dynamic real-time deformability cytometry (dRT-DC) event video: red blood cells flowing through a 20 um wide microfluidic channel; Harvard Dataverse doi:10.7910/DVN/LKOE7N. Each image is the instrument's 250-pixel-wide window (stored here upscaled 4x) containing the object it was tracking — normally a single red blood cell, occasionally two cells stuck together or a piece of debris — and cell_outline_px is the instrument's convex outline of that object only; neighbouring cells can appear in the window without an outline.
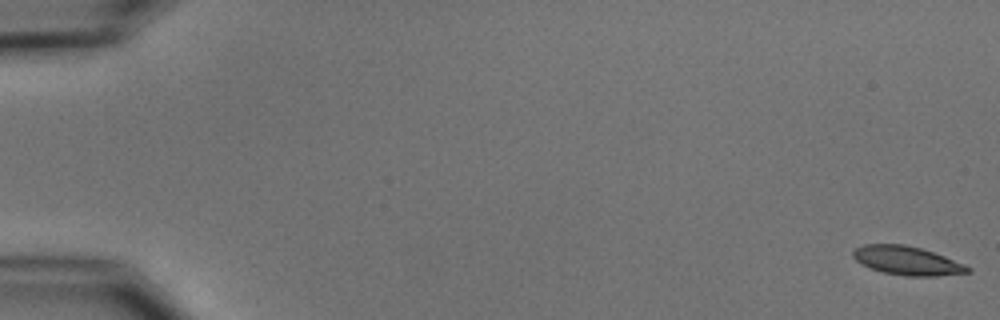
{"species": "common noctule bat (a hibernating species)", "species_latin": "Nyctalus noctula", "temperature_condition": "cold", "stored_images_in_passage": 55, "camera_frame_rate_fps": 3000, "um_per_image_px": 0.085, "animal": {"sex": "male", "body_mass_g": 15.6}, "frame": {"image": 1, "passage_image": 1, "time_ms": 0.0, "image_size_px": [1000, 320], "cell_outline_px": [[972, 272], [936, 276], [904, 276], [884, 272], [860, 264], [852, 256], [852, 252], [856, 248], [864, 244], [904, 244], [920, 248], [944, 256], [964, 264], [972, 268]], "centroid_in_image_um": [77.1, 22.16], "position_along_channel_um": 7.9, "area_um2": 19.13}}
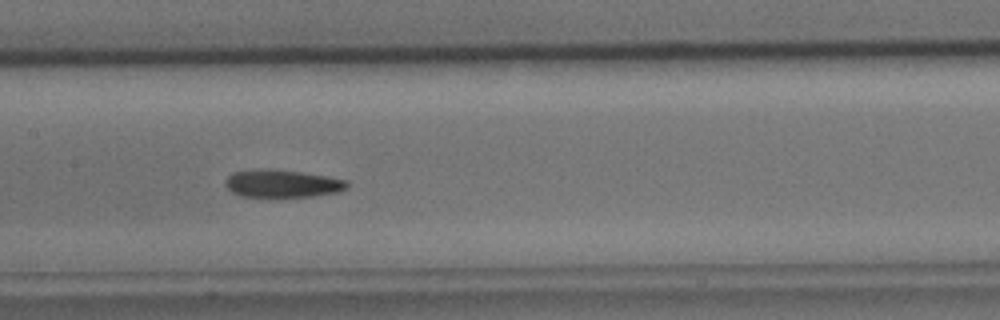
{"frame": {"image": 2, "passage_image": 28, "time_ms": 9.0, "image_size_px": [1000, 320], "cell_outline_px": [[348, 188], [340, 192], [312, 196], [240, 196], [232, 192], [224, 184], [224, 180], [232, 172], [268, 168], [300, 172], [328, 176], [348, 180]], "centroid_in_image_um": [24.01, 15.59], "position_along_channel_um": 183.4, "area_um2": 19.65}}
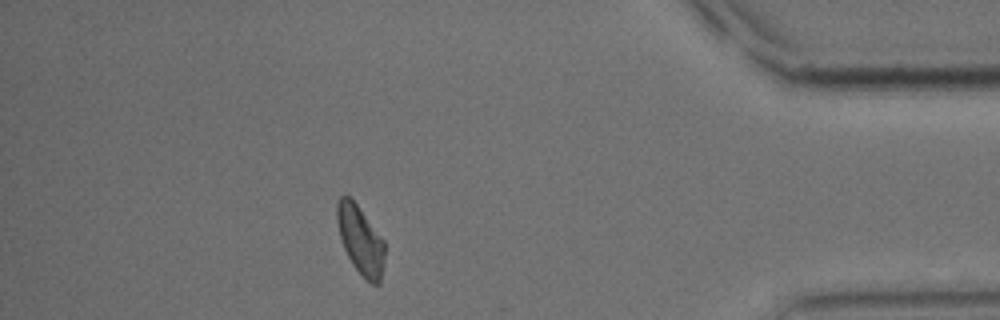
{"frame": {"image": 3, "passage_image": 49, "time_ms": 16.0, "image_size_px": [1000, 320], "cell_outline_px": [[384, 264], [380, 284], [372, 284], [352, 264], [344, 248], [340, 236], [336, 220], [336, 204], [340, 196], [348, 196], [356, 204], [384, 240]], "centroid_in_image_um": [30.63, 20.4], "position_along_channel_um": 404.6, "area_um2": 18.73}, "authors_computed_cell_mechanics": {"area_um2": 19.5942, "velocity_mm_per_s": 3.7101, "shape_relaxation_time_tau1_ms": 5.6012, "shape_relaxation_time_tau2_ms": 5.3312, "deformation_change_tau1": 0.1445, "deformation_change_tau2": 0.111}}